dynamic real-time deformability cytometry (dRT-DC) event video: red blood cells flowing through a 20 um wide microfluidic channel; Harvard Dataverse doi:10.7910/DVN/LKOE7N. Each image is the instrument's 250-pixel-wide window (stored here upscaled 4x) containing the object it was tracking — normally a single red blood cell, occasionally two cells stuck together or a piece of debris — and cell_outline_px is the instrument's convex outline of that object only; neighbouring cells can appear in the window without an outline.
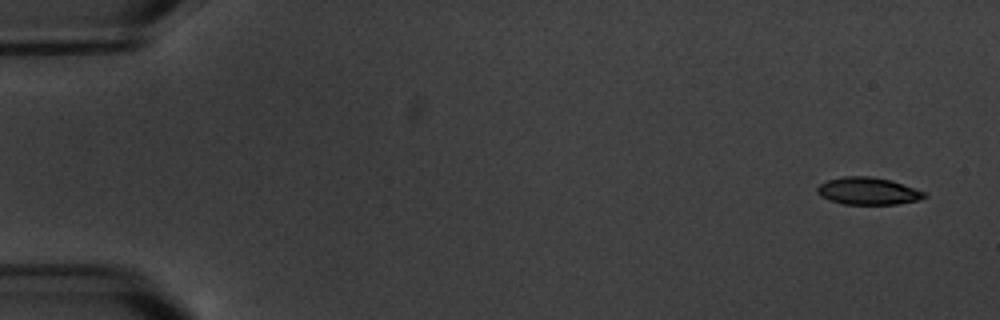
{"species": "common noctule bat (a hibernating species)", "species_latin": "Nyctalus noctula", "temperature_condition": "warm", "stored_images_in_passage": 16, "camera_frame_rate_fps": 3000, "um_per_image_px": 0.085, "animal": {"sex": "male", "body_mass_g": 20.1, "forearm_length_mm": 53.5}, "frame": {"image": 1, "passage_image": 1, "time_ms": 0.0, "image_size_px": [1000, 320], "cell_outline_px": [[928, 196], [920, 200], [896, 204], [844, 204], [828, 200], [820, 196], [816, 192], [816, 188], [820, 184], [828, 180], [844, 176], [872, 176], [892, 180], [928, 192]], "centroid_in_image_um": [73.82, 16.24], "position_along_channel_um": 11.2, "area_um2": 17.34}}
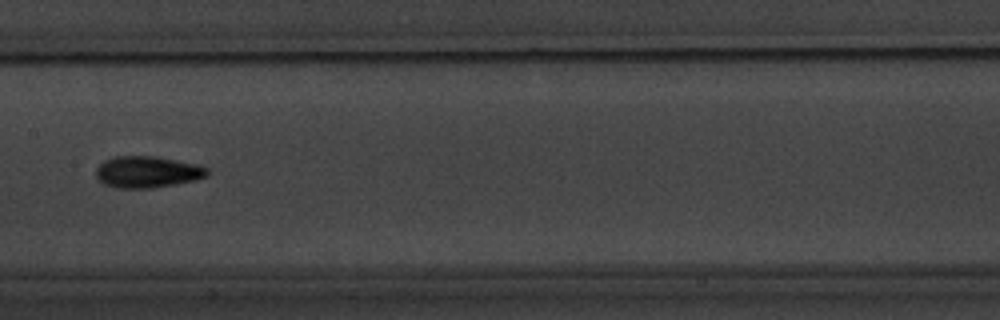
{"frame": {"image": 2, "passage_image": 8, "time_ms": 9.333, "image_size_px": [1000, 320], "cell_outline_px": [[208, 176], [196, 180], [176, 184], [152, 188], [116, 188], [104, 184], [96, 176], [96, 168], [104, 160], [116, 156], [156, 156], [200, 164], [208, 168]], "centroid_in_image_um": [12.56, 14.61], "position_along_channel_um": 194.8, "area_um2": 20.69}}
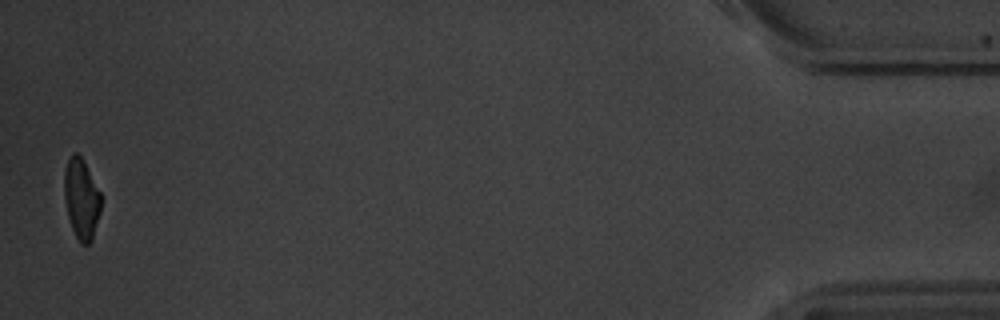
{"frame": {"image": 3, "passage_image": 16, "time_ms": 18.667, "image_size_px": [1000, 320], "cell_outline_px": [[100, 212], [92, 240], [88, 244], [80, 244], [72, 228], [68, 216], [64, 196], [64, 168], [72, 152], [76, 152], [84, 160], [100, 192]], "centroid_in_image_um": [6.91, 16.87], "position_along_channel_um": 428.3, "area_um2": 17.17}, "authors_computed_cell_mechanics": {"area_um2": 18.3226, "velocity_mm_per_s": 3.4284, "shape_relaxation_time_tau1_ms": 3.0136, "shape_relaxation_time_tau2_ms": 6.4109, "deformation_change_tau1": 0.1247, "deformation_change_tau2": 0.118}}